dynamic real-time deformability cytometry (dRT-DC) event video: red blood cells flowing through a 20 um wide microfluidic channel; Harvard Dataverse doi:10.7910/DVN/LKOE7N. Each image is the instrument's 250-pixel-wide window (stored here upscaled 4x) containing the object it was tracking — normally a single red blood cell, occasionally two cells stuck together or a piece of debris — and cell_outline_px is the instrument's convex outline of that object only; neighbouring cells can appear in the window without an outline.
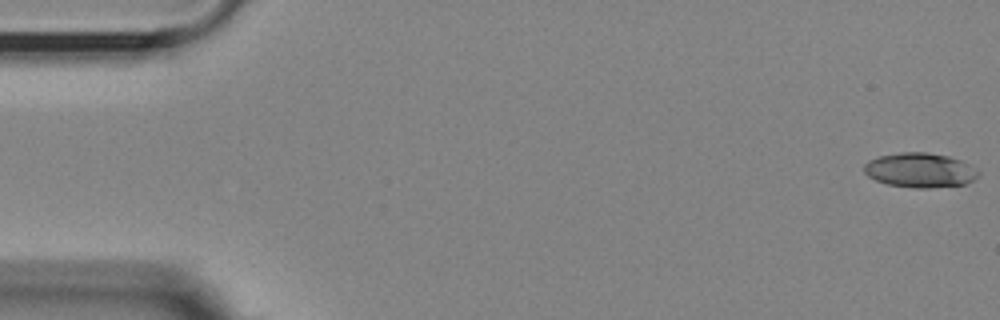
{"species": "Egyptian fruit bat (a non-hibernating species)", "species_latin": "Rousettus aegyptiacus", "temperature_condition": "room temperature", "stored_images_in_passage": 56, "camera_frame_rate_fps": 3000, "um_per_image_px": 0.085, "animal": {"sex": "female"}, "frame": {"image": 1, "passage_image": 1, "time_ms": 0.0, "image_size_px": [1000, 320], "cell_outline_px": [[980, 172], [972, 180], [964, 184], [928, 188], [916, 188], [888, 184], [876, 180], [868, 176], [864, 172], [864, 164], [868, 160], [880, 156], [900, 152], [928, 152], [948, 156], [960, 160], [968, 164]], "centroid_in_image_um": [78.17, 14.46], "position_along_channel_um": 6.8, "area_um2": 22.83}}
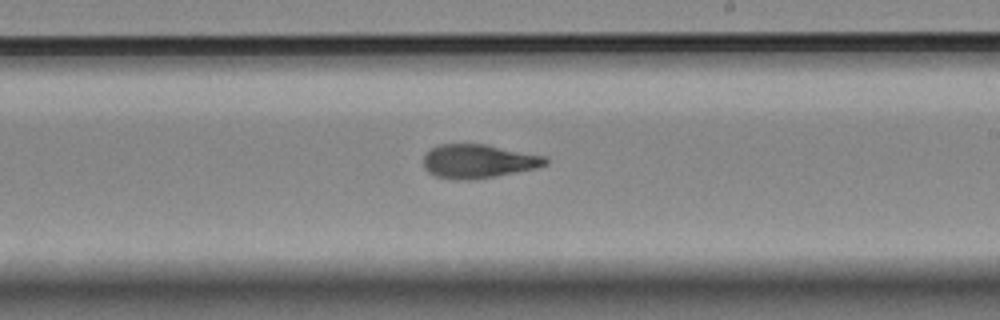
{"frame": {"image": 2, "passage_image": 32, "time_ms": 10.333, "image_size_px": [1000, 320], "cell_outline_px": [[548, 164], [536, 168], [492, 176], [468, 180], [436, 176], [428, 172], [424, 168], [424, 152], [440, 144], [484, 144], [544, 156], [548, 160]], "centroid_in_image_um": [40.62, 13.69], "position_along_channel_um": 248.4, "area_um2": 23.58}}
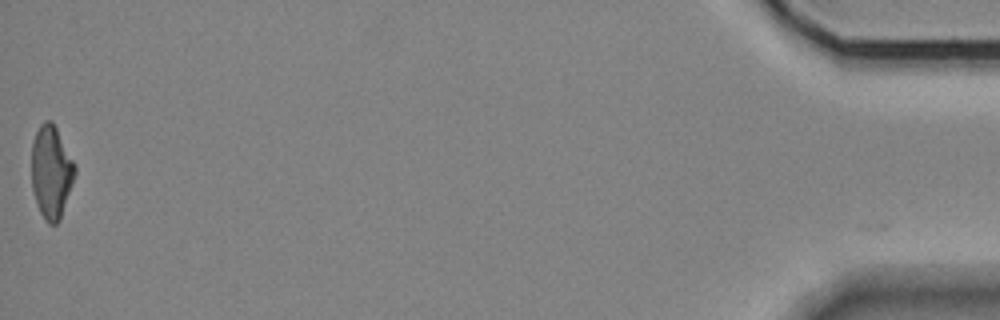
{"frame": {"image": 3, "passage_image": 55, "time_ms": 18.0, "image_size_px": [1000, 320], "cell_outline_px": [[76, 172], [60, 220], [56, 224], [48, 224], [44, 220], [36, 204], [32, 188], [32, 140], [40, 124], [44, 120], [52, 120], [76, 164]], "centroid_in_image_um": [4.35, 14.61], "position_along_channel_um": 430.8, "area_um2": 23.64}, "authors_computed_cell_mechanics": {"area_um2": 23.5246, "velocity_mm_per_s": 3.6415, "shape_relaxation_time_tau1_ms": 8.6708, "shape_relaxation_time_tau2_ms": 2.1164, "deformation_change_tau1": 0.2404, "deformation_change_tau2": 0.0972}}